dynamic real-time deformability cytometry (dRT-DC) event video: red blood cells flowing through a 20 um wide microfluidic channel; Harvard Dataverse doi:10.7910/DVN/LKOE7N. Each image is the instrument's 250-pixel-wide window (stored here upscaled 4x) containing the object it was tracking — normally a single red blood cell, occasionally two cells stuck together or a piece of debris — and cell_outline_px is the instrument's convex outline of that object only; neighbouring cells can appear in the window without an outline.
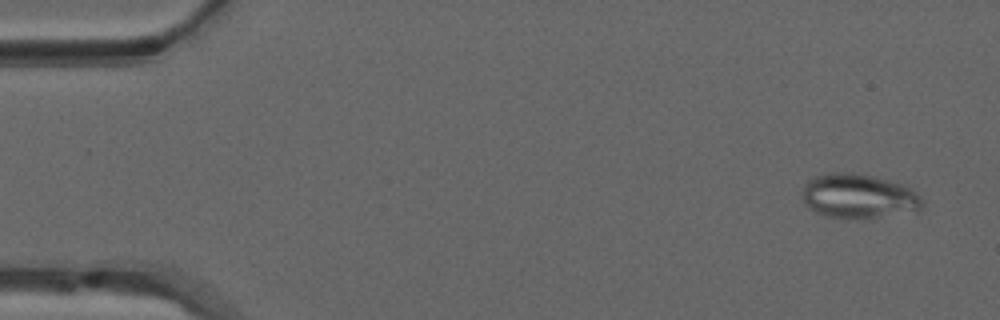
{"species": "common noctule bat (a hibernating species)", "species_latin": "Nyctalus noctula", "temperature_condition": "warm", "stored_images_in_passage": 51, "segment_of_instrument_passage": [1, 2], "camera_frame_rate_fps": 3000, "um_per_image_px": 0.085, "animal": {"sex": "male", "forearm_length_mm": 52.5}, "frame": {"image": 1, "passage_image": 3, "time_ms": 0.667, "image_size_px": [1000, 320], "cell_outline_px": [[924, 204], [920, 212], [876, 216], [828, 216], [816, 212], [808, 208], [804, 204], [800, 192], [804, 184], [808, 180], [816, 176], [832, 172], [852, 172], [872, 176], [888, 180], [912, 188], [924, 200]], "centroid_in_image_um": [72.99, 16.64], "position_along_channel_um": 12.0, "area_um2": 30.92}}